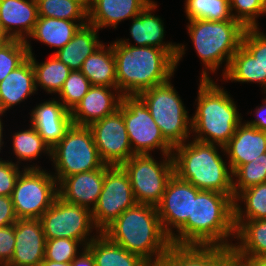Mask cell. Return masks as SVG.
<instances>
[{
    "label": "cell",
    "instance_id": "28",
    "mask_svg": "<svg viewBox=\"0 0 266 266\" xmlns=\"http://www.w3.org/2000/svg\"><path fill=\"white\" fill-rule=\"evenodd\" d=\"M90 81L91 85L117 88L116 60L112 42L103 44L83 62L80 70Z\"/></svg>",
    "mask_w": 266,
    "mask_h": 266
},
{
    "label": "cell",
    "instance_id": "9",
    "mask_svg": "<svg viewBox=\"0 0 266 266\" xmlns=\"http://www.w3.org/2000/svg\"><path fill=\"white\" fill-rule=\"evenodd\" d=\"M164 156V157H163ZM155 160L151 154L133 155L121 166L129 176L137 203L157 206L174 174L172 155Z\"/></svg>",
    "mask_w": 266,
    "mask_h": 266
},
{
    "label": "cell",
    "instance_id": "25",
    "mask_svg": "<svg viewBox=\"0 0 266 266\" xmlns=\"http://www.w3.org/2000/svg\"><path fill=\"white\" fill-rule=\"evenodd\" d=\"M35 71L27 58L0 82V115L36 94Z\"/></svg>",
    "mask_w": 266,
    "mask_h": 266
},
{
    "label": "cell",
    "instance_id": "52",
    "mask_svg": "<svg viewBox=\"0 0 266 266\" xmlns=\"http://www.w3.org/2000/svg\"><path fill=\"white\" fill-rule=\"evenodd\" d=\"M79 2L87 11L90 8L91 0H75Z\"/></svg>",
    "mask_w": 266,
    "mask_h": 266
},
{
    "label": "cell",
    "instance_id": "4",
    "mask_svg": "<svg viewBox=\"0 0 266 266\" xmlns=\"http://www.w3.org/2000/svg\"><path fill=\"white\" fill-rule=\"evenodd\" d=\"M220 149L224 157L223 146L195 139L174 146V174L199 190L234 195L232 171Z\"/></svg>",
    "mask_w": 266,
    "mask_h": 266
},
{
    "label": "cell",
    "instance_id": "38",
    "mask_svg": "<svg viewBox=\"0 0 266 266\" xmlns=\"http://www.w3.org/2000/svg\"><path fill=\"white\" fill-rule=\"evenodd\" d=\"M90 81L80 70L70 72L58 93V100L71 112L91 87Z\"/></svg>",
    "mask_w": 266,
    "mask_h": 266
},
{
    "label": "cell",
    "instance_id": "30",
    "mask_svg": "<svg viewBox=\"0 0 266 266\" xmlns=\"http://www.w3.org/2000/svg\"><path fill=\"white\" fill-rule=\"evenodd\" d=\"M86 248L92 253L95 266H150L139 255L128 252L100 233Z\"/></svg>",
    "mask_w": 266,
    "mask_h": 266
},
{
    "label": "cell",
    "instance_id": "6",
    "mask_svg": "<svg viewBox=\"0 0 266 266\" xmlns=\"http://www.w3.org/2000/svg\"><path fill=\"white\" fill-rule=\"evenodd\" d=\"M187 33L195 52L203 63L200 79L209 80L225 64L222 76L227 71L232 56L242 46L246 27L237 20L208 21L188 20Z\"/></svg>",
    "mask_w": 266,
    "mask_h": 266
},
{
    "label": "cell",
    "instance_id": "33",
    "mask_svg": "<svg viewBox=\"0 0 266 266\" xmlns=\"http://www.w3.org/2000/svg\"><path fill=\"white\" fill-rule=\"evenodd\" d=\"M12 153L16 156L17 159L15 164L20 166L22 161L32 162L39 159L38 157L43 154L49 156L51 160V149L45 143L43 138L39 135L37 130L29 124V128L25 130H20L12 134ZM21 161V162H20ZM28 161V162H27Z\"/></svg>",
    "mask_w": 266,
    "mask_h": 266
},
{
    "label": "cell",
    "instance_id": "37",
    "mask_svg": "<svg viewBox=\"0 0 266 266\" xmlns=\"http://www.w3.org/2000/svg\"><path fill=\"white\" fill-rule=\"evenodd\" d=\"M232 176L234 197L244 189L266 182V153L247 164L240 165Z\"/></svg>",
    "mask_w": 266,
    "mask_h": 266
},
{
    "label": "cell",
    "instance_id": "41",
    "mask_svg": "<svg viewBox=\"0 0 266 266\" xmlns=\"http://www.w3.org/2000/svg\"><path fill=\"white\" fill-rule=\"evenodd\" d=\"M84 248L80 241L69 238L46 240L44 259L53 262L70 263Z\"/></svg>",
    "mask_w": 266,
    "mask_h": 266
},
{
    "label": "cell",
    "instance_id": "35",
    "mask_svg": "<svg viewBox=\"0 0 266 266\" xmlns=\"http://www.w3.org/2000/svg\"><path fill=\"white\" fill-rule=\"evenodd\" d=\"M38 16L88 23V11L75 0H36Z\"/></svg>",
    "mask_w": 266,
    "mask_h": 266
},
{
    "label": "cell",
    "instance_id": "11",
    "mask_svg": "<svg viewBox=\"0 0 266 266\" xmlns=\"http://www.w3.org/2000/svg\"><path fill=\"white\" fill-rule=\"evenodd\" d=\"M39 219L46 240L69 238L86 247L101 233L94 224L91 210L68 203L59 196Z\"/></svg>",
    "mask_w": 266,
    "mask_h": 266
},
{
    "label": "cell",
    "instance_id": "2",
    "mask_svg": "<svg viewBox=\"0 0 266 266\" xmlns=\"http://www.w3.org/2000/svg\"><path fill=\"white\" fill-rule=\"evenodd\" d=\"M112 47L116 60L117 88L122 95H138L174 77L179 50L131 46L117 39L112 42Z\"/></svg>",
    "mask_w": 266,
    "mask_h": 266
},
{
    "label": "cell",
    "instance_id": "53",
    "mask_svg": "<svg viewBox=\"0 0 266 266\" xmlns=\"http://www.w3.org/2000/svg\"><path fill=\"white\" fill-rule=\"evenodd\" d=\"M9 38L8 37H6V36H4V35H2L1 37H0V47L8 40Z\"/></svg>",
    "mask_w": 266,
    "mask_h": 266
},
{
    "label": "cell",
    "instance_id": "15",
    "mask_svg": "<svg viewBox=\"0 0 266 266\" xmlns=\"http://www.w3.org/2000/svg\"><path fill=\"white\" fill-rule=\"evenodd\" d=\"M156 207L162 228L171 237L188 218H192V184L173 174Z\"/></svg>",
    "mask_w": 266,
    "mask_h": 266
},
{
    "label": "cell",
    "instance_id": "46",
    "mask_svg": "<svg viewBox=\"0 0 266 266\" xmlns=\"http://www.w3.org/2000/svg\"><path fill=\"white\" fill-rule=\"evenodd\" d=\"M262 103V105L255 108L254 117H256V119L254 118V120L250 121L245 120V122L258 130L266 131V98L263 99Z\"/></svg>",
    "mask_w": 266,
    "mask_h": 266
},
{
    "label": "cell",
    "instance_id": "23",
    "mask_svg": "<svg viewBox=\"0 0 266 266\" xmlns=\"http://www.w3.org/2000/svg\"><path fill=\"white\" fill-rule=\"evenodd\" d=\"M224 149L233 173L240 165L266 153V131L258 130L244 121L236 128Z\"/></svg>",
    "mask_w": 266,
    "mask_h": 266
},
{
    "label": "cell",
    "instance_id": "32",
    "mask_svg": "<svg viewBox=\"0 0 266 266\" xmlns=\"http://www.w3.org/2000/svg\"><path fill=\"white\" fill-rule=\"evenodd\" d=\"M233 201L234 221L266 219V182L240 191Z\"/></svg>",
    "mask_w": 266,
    "mask_h": 266
},
{
    "label": "cell",
    "instance_id": "34",
    "mask_svg": "<svg viewBox=\"0 0 266 266\" xmlns=\"http://www.w3.org/2000/svg\"><path fill=\"white\" fill-rule=\"evenodd\" d=\"M222 80L240 83H259L262 87V67L259 62L241 46L232 56Z\"/></svg>",
    "mask_w": 266,
    "mask_h": 266
},
{
    "label": "cell",
    "instance_id": "47",
    "mask_svg": "<svg viewBox=\"0 0 266 266\" xmlns=\"http://www.w3.org/2000/svg\"><path fill=\"white\" fill-rule=\"evenodd\" d=\"M71 266H95L92 253L84 248L72 261Z\"/></svg>",
    "mask_w": 266,
    "mask_h": 266
},
{
    "label": "cell",
    "instance_id": "8",
    "mask_svg": "<svg viewBox=\"0 0 266 266\" xmlns=\"http://www.w3.org/2000/svg\"><path fill=\"white\" fill-rule=\"evenodd\" d=\"M51 161L55 169L52 175L58 184L65 177L97 170L105 165L99 156L91 129L73 124L51 149Z\"/></svg>",
    "mask_w": 266,
    "mask_h": 266
},
{
    "label": "cell",
    "instance_id": "36",
    "mask_svg": "<svg viewBox=\"0 0 266 266\" xmlns=\"http://www.w3.org/2000/svg\"><path fill=\"white\" fill-rule=\"evenodd\" d=\"M184 2V12L188 20H235L231 15L229 0H185Z\"/></svg>",
    "mask_w": 266,
    "mask_h": 266
},
{
    "label": "cell",
    "instance_id": "27",
    "mask_svg": "<svg viewBox=\"0 0 266 266\" xmlns=\"http://www.w3.org/2000/svg\"><path fill=\"white\" fill-rule=\"evenodd\" d=\"M98 31L89 23L81 26L71 41L53 54L72 71L81 70L84 60L104 44L99 41Z\"/></svg>",
    "mask_w": 266,
    "mask_h": 266
},
{
    "label": "cell",
    "instance_id": "48",
    "mask_svg": "<svg viewBox=\"0 0 266 266\" xmlns=\"http://www.w3.org/2000/svg\"><path fill=\"white\" fill-rule=\"evenodd\" d=\"M230 266H256L253 262L243 261L234 255L231 256Z\"/></svg>",
    "mask_w": 266,
    "mask_h": 266
},
{
    "label": "cell",
    "instance_id": "5",
    "mask_svg": "<svg viewBox=\"0 0 266 266\" xmlns=\"http://www.w3.org/2000/svg\"><path fill=\"white\" fill-rule=\"evenodd\" d=\"M213 79H200L191 117V139L225 146L243 122L233 97ZM242 117V118H241Z\"/></svg>",
    "mask_w": 266,
    "mask_h": 266
},
{
    "label": "cell",
    "instance_id": "19",
    "mask_svg": "<svg viewBox=\"0 0 266 266\" xmlns=\"http://www.w3.org/2000/svg\"><path fill=\"white\" fill-rule=\"evenodd\" d=\"M231 248L171 244L166 256L150 266H230Z\"/></svg>",
    "mask_w": 266,
    "mask_h": 266
},
{
    "label": "cell",
    "instance_id": "18",
    "mask_svg": "<svg viewBox=\"0 0 266 266\" xmlns=\"http://www.w3.org/2000/svg\"><path fill=\"white\" fill-rule=\"evenodd\" d=\"M114 91V92H113ZM122 94L118 88L92 85L70 112L73 125L89 127L119 109Z\"/></svg>",
    "mask_w": 266,
    "mask_h": 266
},
{
    "label": "cell",
    "instance_id": "24",
    "mask_svg": "<svg viewBox=\"0 0 266 266\" xmlns=\"http://www.w3.org/2000/svg\"><path fill=\"white\" fill-rule=\"evenodd\" d=\"M153 0H91L88 23L98 30L113 27L132 19Z\"/></svg>",
    "mask_w": 266,
    "mask_h": 266
},
{
    "label": "cell",
    "instance_id": "43",
    "mask_svg": "<svg viewBox=\"0 0 266 266\" xmlns=\"http://www.w3.org/2000/svg\"><path fill=\"white\" fill-rule=\"evenodd\" d=\"M28 165V166H27ZM25 164L21 168L11 160H0V196H11L18 176L24 169H41L37 163ZM21 168V169H20ZM21 170V171H20Z\"/></svg>",
    "mask_w": 266,
    "mask_h": 266
},
{
    "label": "cell",
    "instance_id": "3",
    "mask_svg": "<svg viewBox=\"0 0 266 266\" xmlns=\"http://www.w3.org/2000/svg\"><path fill=\"white\" fill-rule=\"evenodd\" d=\"M111 242L142 257L150 265L166 256L171 246L157 207L136 203L125 210L102 232Z\"/></svg>",
    "mask_w": 266,
    "mask_h": 266
},
{
    "label": "cell",
    "instance_id": "14",
    "mask_svg": "<svg viewBox=\"0 0 266 266\" xmlns=\"http://www.w3.org/2000/svg\"><path fill=\"white\" fill-rule=\"evenodd\" d=\"M94 142L101 160L110 166H121L133 155L123 119V102L114 113L92 123Z\"/></svg>",
    "mask_w": 266,
    "mask_h": 266
},
{
    "label": "cell",
    "instance_id": "31",
    "mask_svg": "<svg viewBox=\"0 0 266 266\" xmlns=\"http://www.w3.org/2000/svg\"><path fill=\"white\" fill-rule=\"evenodd\" d=\"M80 27L76 21L38 17L35 28L27 40H37L58 51L71 41Z\"/></svg>",
    "mask_w": 266,
    "mask_h": 266
},
{
    "label": "cell",
    "instance_id": "13",
    "mask_svg": "<svg viewBox=\"0 0 266 266\" xmlns=\"http://www.w3.org/2000/svg\"><path fill=\"white\" fill-rule=\"evenodd\" d=\"M131 182L122 166H109L102 190L92 210L95 226L102 232L125 210L136 204Z\"/></svg>",
    "mask_w": 266,
    "mask_h": 266
},
{
    "label": "cell",
    "instance_id": "49",
    "mask_svg": "<svg viewBox=\"0 0 266 266\" xmlns=\"http://www.w3.org/2000/svg\"><path fill=\"white\" fill-rule=\"evenodd\" d=\"M40 266H71V262L70 263H60V262H53V261H50V260H46L44 259Z\"/></svg>",
    "mask_w": 266,
    "mask_h": 266
},
{
    "label": "cell",
    "instance_id": "20",
    "mask_svg": "<svg viewBox=\"0 0 266 266\" xmlns=\"http://www.w3.org/2000/svg\"><path fill=\"white\" fill-rule=\"evenodd\" d=\"M36 105L30 112V124L52 149L71 127L70 112L56 98Z\"/></svg>",
    "mask_w": 266,
    "mask_h": 266
},
{
    "label": "cell",
    "instance_id": "7",
    "mask_svg": "<svg viewBox=\"0 0 266 266\" xmlns=\"http://www.w3.org/2000/svg\"><path fill=\"white\" fill-rule=\"evenodd\" d=\"M171 80L146 89L138 96L146 104L164 138L174 147L191 138V115Z\"/></svg>",
    "mask_w": 266,
    "mask_h": 266
},
{
    "label": "cell",
    "instance_id": "26",
    "mask_svg": "<svg viewBox=\"0 0 266 266\" xmlns=\"http://www.w3.org/2000/svg\"><path fill=\"white\" fill-rule=\"evenodd\" d=\"M235 242L232 255L253 262L260 255L266 254V219L252 221H234Z\"/></svg>",
    "mask_w": 266,
    "mask_h": 266
},
{
    "label": "cell",
    "instance_id": "12",
    "mask_svg": "<svg viewBox=\"0 0 266 266\" xmlns=\"http://www.w3.org/2000/svg\"><path fill=\"white\" fill-rule=\"evenodd\" d=\"M122 102L123 119L133 153L152 154L151 151L157 149L161 155H172L174 147L162 135L144 101L138 95H122Z\"/></svg>",
    "mask_w": 266,
    "mask_h": 266
},
{
    "label": "cell",
    "instance_id": "10",
    "mask_svg": "<svg viewBox=\"0 0 266 266\" xmlns=\"http://www.w3.org/2000/svg\"><path fill=\"white\" fill-rule=\"evenodd\" d=\"M49 172L24 169L18 176L11 195L18 219L40 218L59 196L58 182Z\"/></svg>",
    "mask_w": 266,
    "mask_h": 266
},
{
    "label": "cell",
    "instance_id": "39",
    "mask_svg": "<svg viewBox=\"0 0 266 266\" xmlns=\"http://www.w3.org/2000/svg\"><path fill=\"white\" fill-rule=\"evenodd\" d=\"M28 58L26 42L8 39L0 47V82Z\"/></svg>",
    "mask_w": 266,
    "mask_h": 266
},
{
    "label": "cell",
    "instance_id": "1",
    "mask_svg": "<svg viewBox=\"0 0 266 266\" xmlns=\"http://www.w3.org/2000/svg\"><path fill=\"white\" fill-rule=\"evenodd\" d=\"M234 195L192 185V218L170 237L171 244L232 248L235 241ZM231 239V240H230Z\"/></svg>",
    "mask_w": 266,
    "mask_h": 266
},
{
    "label": "cell",
    "instance_id": "17",
    "mask_svg": "<svg viewBox=\"0 0 266 266\" xmlns=\"http://www.w3.org/2000/svg\"><path fill=\"white\" fill-rule=\"evenodd\" d=\"M15 248L6 266H40L45 256L46 238L39 218L18 219Z\"/></svg>",
    "mask_w": 266,
    "mask_h": 266
},
{
    "label": "cell",
    "instance_id": "40",
    "mask_svg": "<svg viewBox=\"0 0 266 266\" xmlns=\"http://www.w3.org/2000/svg\"><path fill=\"white\" fill-rule=\"evenodd\" d=\"M232 17L246 28L260 27L258 18L266 15V5L262 0H229Z\"/></svg>",
    "mask_w": 266,
    "mask_h": 266
},
{
    "label": "cell",
    "instance_id": "22",
    "mask_svg": "<svg viewBox=\"0 0 266 266\" xmlns=\"http://www.w3.org/2000/svg\"><path fill=\"white\" fill-rule=\"evenodd\" d=\"M36 0H0V32L26 41L38 20Z\"/></svg>",
    "mask_w": 266,
    "mask_h": 266
},
{
    "label": "cell",
    "instance_id": "44",
    "mask_svg": "<svg viewBox=\"0 0 266 266\" xmlns=\"http://www.w3.org/2000/svg\"><path fill=\"white\" fill-rule=\"evenodd\" d=\"M15 242V224L0 228V266L11 261Z\"/></svg>",
    "mask_w": 266,
    "mask_h": 266
},
{
    "label": "cell",
    "instance_id": "16",
    "mask_svg": "<svg viewBox=\"0 0 266 266\" xmlns=\"http://www.w3.org/2000/svg\"><path fill=\"white\" fill-rule=\"evenodd\" d=\"M158 5L155 1L149 3L138 16L132 18L130 35L134 44L129 42V38L117 39L119 42L131 46H153L163 50H179L176 58V69L181 59L186 53V45L182 43L164 42L165 25L161 17L153 14ZM179 63V64H178Z\"/></svg>",
    "mask_w": 266,
    "mask_h": 266
},
{
    "label": "cell",
    "instance_id": "42",
    "mask_svg": "<svg viewBox=\"0 0 266 266\" xmlns=\"http://www.w3.org/2000/svg\"><path fill=\"white\" fill-rule=\"evenodd\" d=\"M242 46L259 62L262 67V89L266 94V33L260 28H246Z\"/></svg>",
    "mask_w": 266,
    "mask_h": 266
},
{
    "label": "cell",
    "instance_id": "50",
    "mask_svg": "<svg viewBox=\"0 0 266 266\" xmlns=\"http://www.w3.org/2000/svg\"><path fill=\"white\" fill-rule=\"evenodd\" d=\"M253 263L256 266H266V254L265 255H260L259 257H257Z\"/></svg>",
    "mask_w": 266,
    "mask_h": 266
},
{
    "label": "cell",
    "instance_id": "51",
    "mask_svg": "<svg viewBox=\"0 0 266 266\" xmlns=\"http://www.w3.org/2000/svg\"><path fill=\"white\" fill-rule=\"evenodd\" d=\"M2 115H0V153H1V148L4 146L3 144H4V140H3V130H4V128H3V121H2V117H1ZM3 158H1L0 157V160H2Z\"/></svg>",
    "mask_w": 266,
    "mask_h": 266
},
{
    "label": "cell",
    "instance_id": "45",
    "mask_svg": "<svg viewBox=\"0 0 266 266\" xmlns=\"http://www.w3.org/2000/svg\"><path fill=\"white\" fill-rule=\"evenodd\" d=\"M17 220L11 196H0V228L14 225Z\"/></svg>",
    "mask_w": 266,
    "mask_h": 266
},
{
    "label": "cell",
    "instance_id": "29",
    "mask_svg": "<svg viewBox=\"0 0 266 266\" xmlns=\"http://www.w3.org/2000/svg\"><path fill=\"white\" fill-rule=\"evenodd\" d=\"M28 58L31 60L35 71L36 89L40 87L47 94H58L63 86V83L68 78L72 71L54 54L49 56L44 62H38L32 51L31 40H26Z\"/></svg>",
    "mask_w": 266,
    "mask_h": 266
},
{
    "label": "cell",
    "instance_id": "21",
    "mask_svg": "<svg viewBox=\"0 0 266 266\" xmlns=\"http://www.w3.org/2000/svg\"><path fill=\"white\" fill-rule=\"evenodd\" d=\"M110 165L65 177L58 184L59 197L64 201L93 210L100 196L105 171Z\"/></svg>",
    "mask_w": 266,
    "mask_h": 266
}]
</instances>
